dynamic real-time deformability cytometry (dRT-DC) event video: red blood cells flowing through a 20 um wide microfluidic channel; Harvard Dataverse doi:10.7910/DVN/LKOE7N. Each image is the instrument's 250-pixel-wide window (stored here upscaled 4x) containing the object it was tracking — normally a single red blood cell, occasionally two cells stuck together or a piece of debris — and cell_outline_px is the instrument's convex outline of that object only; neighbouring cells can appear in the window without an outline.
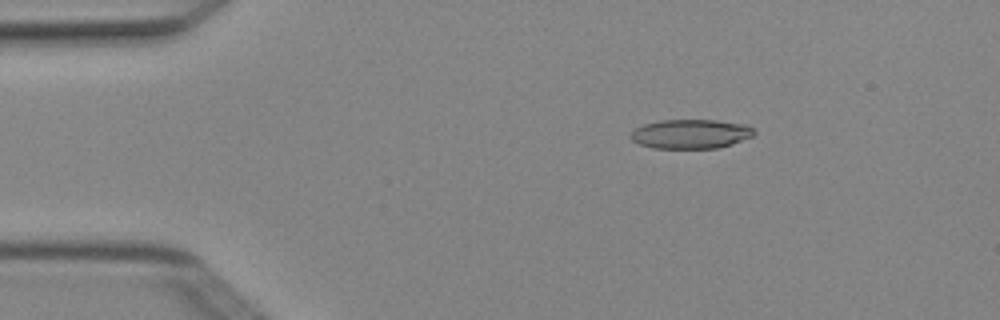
{"species": "Egyptian fruit bat (a non-hibernating species)", "species_latin": "Rousettus aegyptiacus", "temperature_condition": "cold", "stored_images_in_passage": 4, "camera_frame_rate_fps": 3000, "um_per_image_px": 0.085, "animal": {"sex": "female"}, "frame": {"image": 1, "passage_image": 2, "time_ms": 0.333, "image_size_px": [1000, 320], "cell_outline_px": [[756, 132], [752, 136], [732, 144], [716, 148], [652, 148], [640, 144], [632, 140], [628, 136], [636, 128], [644, 124], [660, 120], [716, 120], [748, 124]], "centroid_in_image_um": [58.72, 11.38], "position_along_channel_um": 26.3, "area_um2": 21.1}}
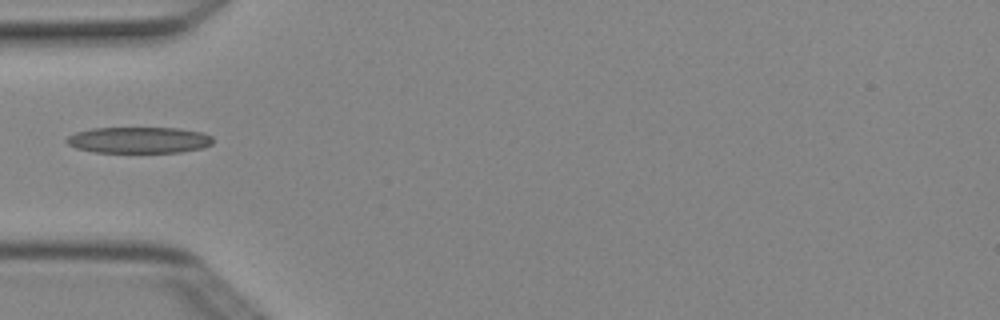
{"frame": {"image": 2, "passage_image": 3, "time_ms": 0.667, "image_size_px": [1000, 320], "cell_outline_px": [[212, 144], [200, 148], [180, 152], [92, 152], [76, 148], [68, 144], [64, 140], [68, 136], [76, 132], [92, 128], [180, 128], [200, 132], [212, 136]], "centroid_in_image_um": [11.77, 11.9], "position_along_channel_um": 73.2, "area_um2": 22.31}}
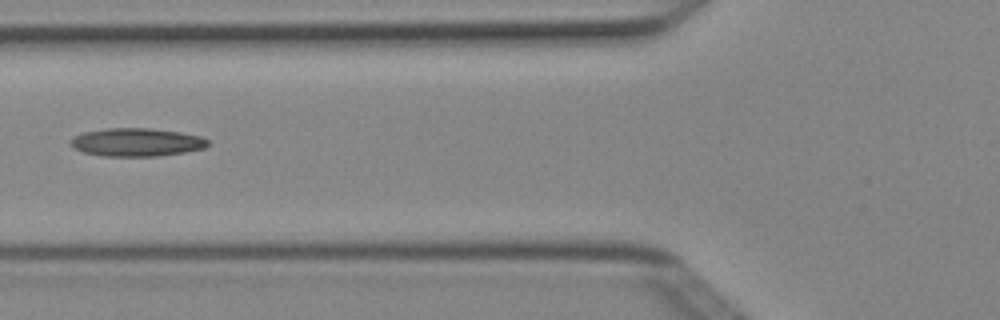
{"frame": {"image": 3, "passage_image": 4, "time_ms": 1.0, "image_size_px": [1000, 320], "cell_outline_px": [[208, 144], [204, 148], [184, 152], [156, 156], [104, 156], [84, 152], [76, 148], [68, 140], [84, 132], [108, 128], [152, 128], [180, 132], [200, 136], [208, 140]], "centroid_in_image_um": [11.63, 12.08], "position_along_channel_um": 114.2, "area_um2": 22.31}}